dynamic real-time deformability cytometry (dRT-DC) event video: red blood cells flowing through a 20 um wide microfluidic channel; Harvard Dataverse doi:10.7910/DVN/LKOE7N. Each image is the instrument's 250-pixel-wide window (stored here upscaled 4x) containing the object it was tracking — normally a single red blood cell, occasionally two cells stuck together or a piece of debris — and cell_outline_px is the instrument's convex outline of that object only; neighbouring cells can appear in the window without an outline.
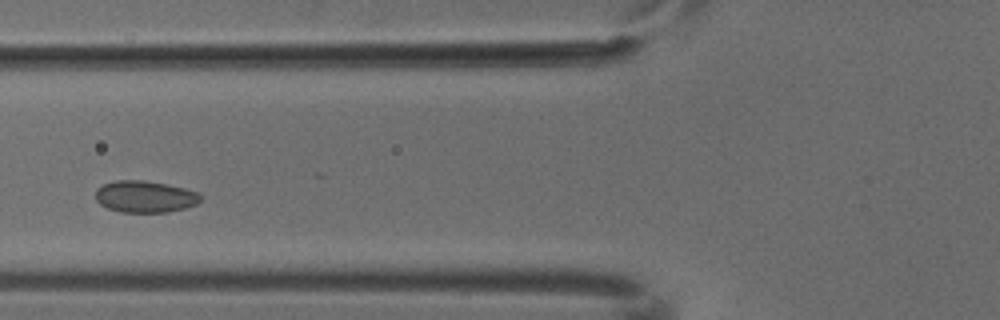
{"species": "common noctule bat (a hibernating species)", "species_latin": "Nyctalus noctula", "temperature_condition": "cold", "stored_images_in_passage": 3, "camera_frame_rate_fps": 3000, "um_per_image_px": 0.085, "animal": {"sex": "male", "body_mass_g": 18.8}, "frame": {"image": 1, "passage_image": 3, "time_ms": 0.667, "image_size_px": [1000, 320], "cell_outline_px": [[200, 200], [196, 204], [184, 208], [168, 212], [120, 212], [108, 208], [100, 204], [96, 200], [96, 188], [104, 184], [116, 180], [144, 180], [168, 184], [200, 192]], "centroid_in_image_um": [12.32, 16.7], "position_along_channel_um": 113.5, "area_um2": 19.48}}